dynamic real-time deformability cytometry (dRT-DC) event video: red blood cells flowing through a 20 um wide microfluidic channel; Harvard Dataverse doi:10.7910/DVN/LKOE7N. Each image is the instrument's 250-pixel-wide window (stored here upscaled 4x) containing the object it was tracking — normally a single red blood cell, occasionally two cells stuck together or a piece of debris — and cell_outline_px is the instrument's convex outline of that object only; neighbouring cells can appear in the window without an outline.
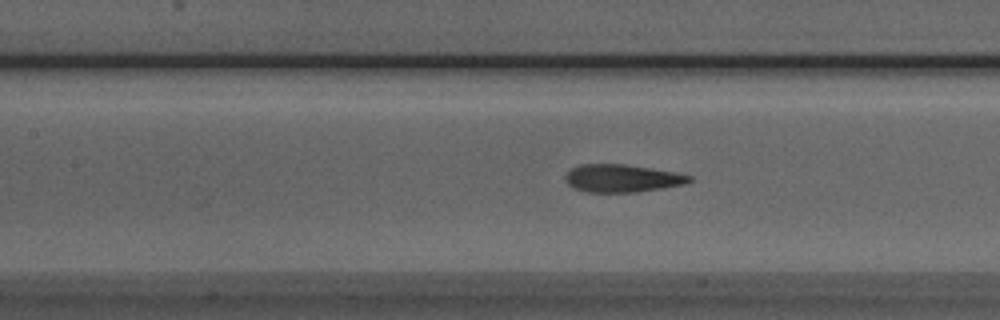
{"species": "Egyptian fruit bat (a non-hibernating species)", "species_latin": "Rousettus aegyptiacus", "temperature_condition": "room temperature", "stored_images_in_passage": 39, "camera_frame_rate_fps": 3000, "um_per_image_px": 0.085, "animal": {"sex": "male"}, "frame": {"image": 1, "passage_image": 8, "time_ms": 2.333, "image_size_px": [1000, 320], "cell_outline_px": [[692, 180], [684, 184], [664, 188], [636, 192], [588, 192], [576, 188], [568, 184], [564, 180], [564, 176], [572, 168], [580, 164], [624, 164], [676, 172], [692, 176]], "centroid_in_image_um": [52.88, 15.15], "position_along_channel_um": 154.5, "area_um2": 20.0}}
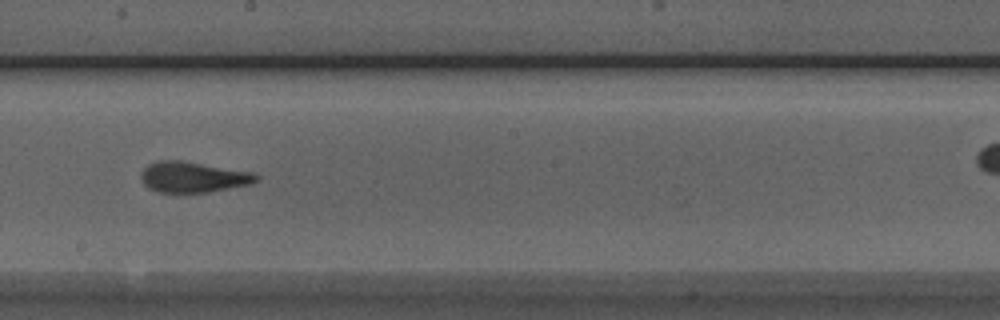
{"frame": {"image": 2, "passage_image": 14, "time_ms": 4.333, "image_size_px": [1000, 320], "cell_outline_px": [[260, 176], [256, 180], [248, 184], [208, 192], [160, 192], [148, 188], [144, 184], [140, 176], [140, 172], [148, 164], [156, 160], [180, 160], [252, 172]], "centroid_in_image_um": [16.35, 15.04], "position_along_channel_um": 231.9, "area_um2": 20.4}}
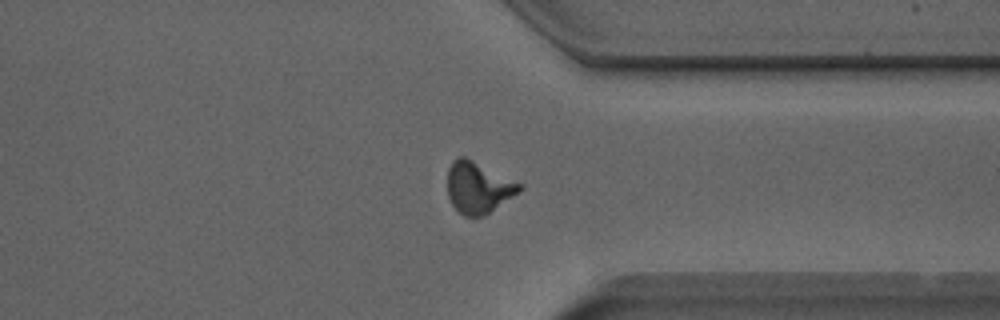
{"frame": {"image": 3, "passage_image": 25, "time_ms": 8.0, "image_size_px": [1000, 320], "cell_outline_px": [[524, 188], [520, 192], [484, 216], [464, 216], [452, 204], [448, 196], [448, 168], [452, 160], [460, 156], [464, 156], [524, 184]], "centroid_in_image_um": [40.68, 15.93], "position_along_channel_um": 370.7, "area_um2": 21.68}, "authors_computed_cell_mechanics": {"area_um2": 20.519, "velocity_mm_per_s": 3.8785, "shape_relaxation_time_tau1_ms": 5.0988, "shape_relaxation_time_tau2_ms": 1.2915, "deformation_change_tau1": 0.2133, "deformation_change_tau2": 0.1004}}